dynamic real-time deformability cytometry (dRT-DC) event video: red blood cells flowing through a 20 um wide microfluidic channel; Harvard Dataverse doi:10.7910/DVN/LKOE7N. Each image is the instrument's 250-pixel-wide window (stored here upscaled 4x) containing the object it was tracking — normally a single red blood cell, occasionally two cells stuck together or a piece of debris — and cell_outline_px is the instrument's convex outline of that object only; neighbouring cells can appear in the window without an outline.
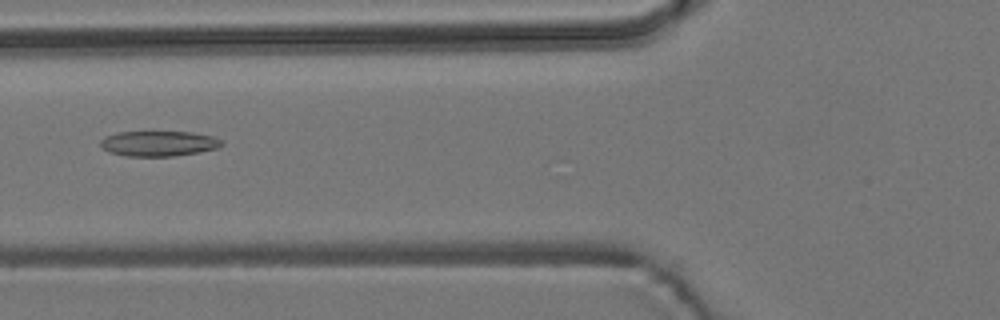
{"species": "common noctule bat (a hibernating species)", "species_latin": "Nyctalus noctula", "temperature_condition": "room temperature", "stored_images_in_passage": 2, "camera_frame_rate_fps": 3000, "um_per_image_px": 0.085, "animal": {"sex": "male", "body_mass_g": 19.2, "forearm_length_mm": 51.8}, "frame": {"image": 1, "passage_image": 2, "time_ms": 1.333, "image_size_px": [1000, 320], "cell_outline_px": [[224, 144], [216, 148], [200, 152], [172, 156], [128, 156], [108, 152], [100, 144], [100, 140], [104, 136], [116, 132], [192, 132], [212, 136], [224, 140]], "centroid_in_image_um": [13.49, 12.19], "position_along_channel_um": 112.3, "area_um2": 17.92}}